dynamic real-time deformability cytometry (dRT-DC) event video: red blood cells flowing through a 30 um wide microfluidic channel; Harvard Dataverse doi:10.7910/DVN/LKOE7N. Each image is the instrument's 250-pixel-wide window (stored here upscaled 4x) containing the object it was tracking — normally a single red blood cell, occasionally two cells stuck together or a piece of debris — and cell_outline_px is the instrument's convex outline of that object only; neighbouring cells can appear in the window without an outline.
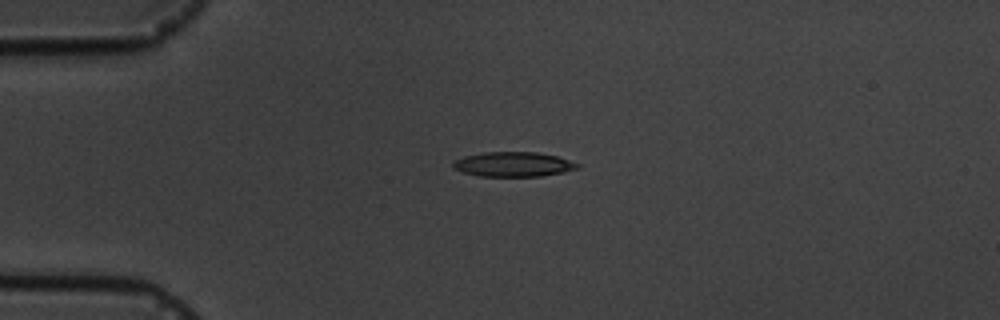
{"species": "common noctule bat (a hibernating species)", "species_latin": "Nyctalus noctula", "temperature_condition": "cold", "stored_images_in_passage": 6, "camera_frame_rate_fps": 3000, "um_per_image_px": 0.085, "animal": {"sex": "male", "body_mass_g": 19.5, "forearm_length_mm": 54.6}, "frame": {"image": 1, "passage_image": 4, "time_ms": 3.333, "image_size_px": [1000, 320], "cell_outline_px": [[580, 168], [564, 172], [540, 176], [480, 176], [464, 172], [452, 168], [452, 160], [464, 156], [484, 152], [536, 152], [556, 156], [580, 164]], "centroid_in_image_um": [43.61, 13.96], "position_along_channel_um": 41.4, "area_um2": 17.92}}
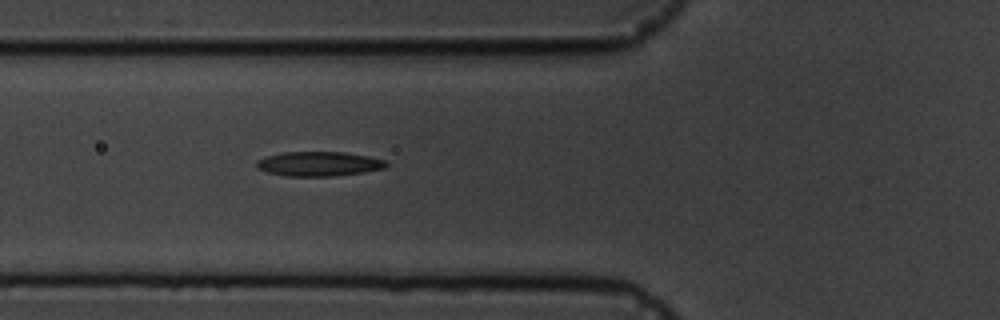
{"frame": {"image": 2, "passage_image": 6, "time_ms": 5.667, "image_size_px": [1000, 320], "cell_outline_px": [[388, 164], [384, 168], [364, 172], [332, 176], [284, 176], [268, 172], [256, 168], [256, 160], [264, 156], [284, 152], [344, 152], [368, 156], [384, 160]], "centroid_in_image_um": [27.05, 13.92], "position_along_channel_um": 98.7, "area_um2": 18.55}}